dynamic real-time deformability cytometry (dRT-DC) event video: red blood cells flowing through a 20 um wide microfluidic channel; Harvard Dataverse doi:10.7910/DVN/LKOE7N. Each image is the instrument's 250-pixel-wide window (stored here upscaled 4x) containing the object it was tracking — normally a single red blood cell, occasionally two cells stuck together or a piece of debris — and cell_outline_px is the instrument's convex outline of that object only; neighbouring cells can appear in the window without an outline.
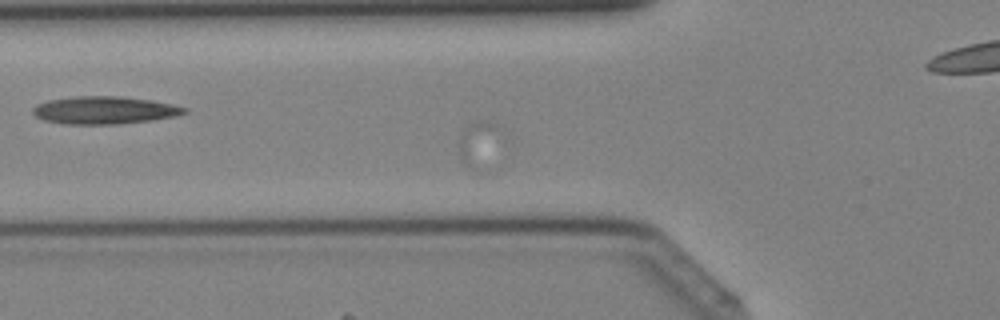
{"species": "Egyptian fruit bat (a non-hibernating species)", "species_latin": "Rousettus aegyptiacus", "temperature_condition": "cold", "stored_images_in_passage": 69, "segment_of_instrument_passage": [1, 2], "camera_frame_rate_fps": 3000, "um_per_image_px": 0.085, "animal": {"sex": "female"}, "frame": {"image": 1, "passage_image": 3, "time_ms": 0.667, "image_size_px": [1000, 320], "cell_outline_px": [[496, 128], [488, 172], [484, 176], [468, 168], [460, 160], [460, 144], [464, 128], [468, 124], [480, 120], [492, 124]], "centroid_in_image_um": [40.59, 12.43], "position_along_channel_um": 85.2, "area_um2": 10.69}}
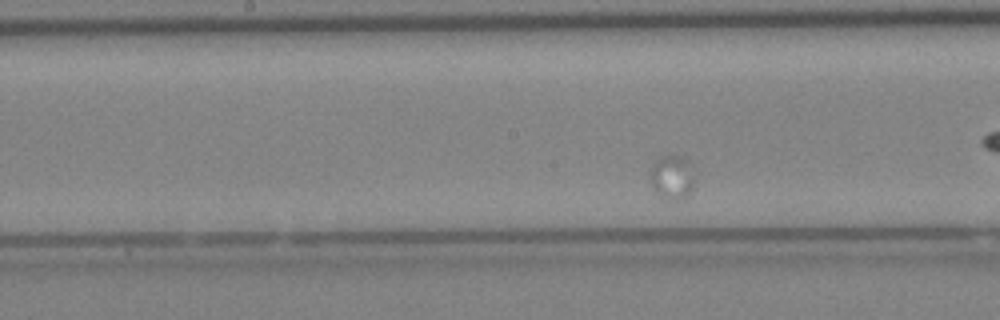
{"frame": {"image": 2, "passage_image": 28, "time_ms": 9.0, "image_size_px": [1000, 320], "cell_outline_px": [[696, 180], [688, 196], [680, 200], [676, 200], [660, 196], [656, 192], [652, 184], [648, 172], [652, 164], [660, 156], [680, 156], [696, 172]], "centroid_in_image_um": [57.14, 15.07], "position_along_channel_um": 191.1, "area_um2": 11.56}}
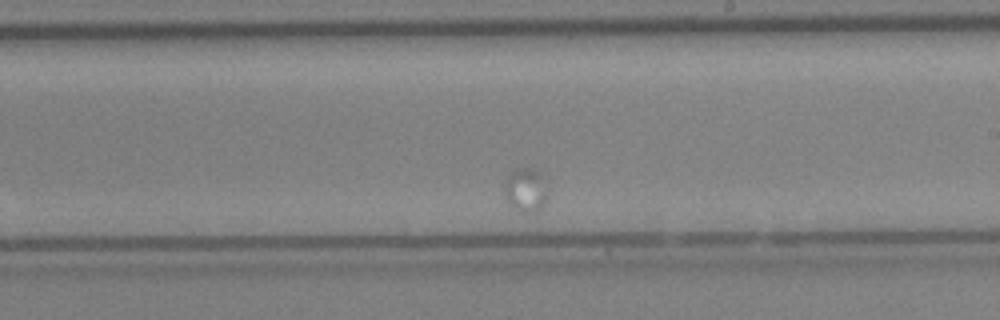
{"frame": {"image": 3, "passage_image": 39, "time_ms": 12.667, "image_size_px": [1000, 320], "cell_outline_px": [[548, 196], [544, 204], [540, 208], [532, 212], [516, 208], [504, 196], [504, 184], [508, 176], [516, 168], [532, 168], [540, 172], [548, 180]], "centroid_in_image_um": [44.75, 16.08], "position_along_channel_um": 244.2, "area_um2": 11.1}}